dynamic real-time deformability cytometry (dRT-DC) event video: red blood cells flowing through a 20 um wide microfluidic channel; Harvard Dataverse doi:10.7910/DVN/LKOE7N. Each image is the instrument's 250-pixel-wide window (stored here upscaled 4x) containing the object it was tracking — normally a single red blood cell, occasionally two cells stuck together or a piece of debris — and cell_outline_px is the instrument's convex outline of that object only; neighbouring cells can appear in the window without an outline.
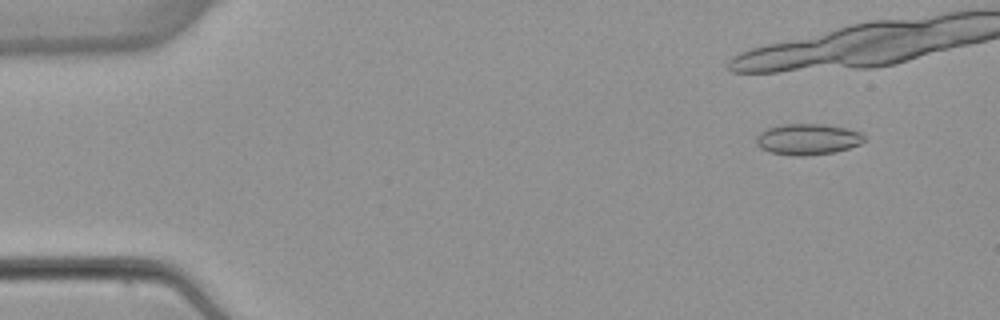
{"species": "common noctule bat (a hibernating species)", "species_latin": "Nyctalus noctula", "temperature_condition": "warm", "stored_images_in_passage": 42, "camera_frame_rate_fps": 3000, "um_per_image_px": 0.085, "animal": {"sex": "female", "body_mass_g": 22.7, "forearm_length_mm": 54.2}, "frame": {"image": 1, "passage_image": 5, "time_ms": 1.333, "image_size_px": [1000, 320], "cell_outline_px": [[864, 140], [860, 144], [836, 152], [804, 156], [796, 156], [772, 152], [760, 148], [756, 144], [756, 136], [760, 132], [768, 128], [784, 124], [824, 124], [844, 128], [860, 132], [864, 136]], "centroid_in_image_um": [68.64, 11.84], "position_along_channel_um": 16.4, "area_um2": 19.42}}
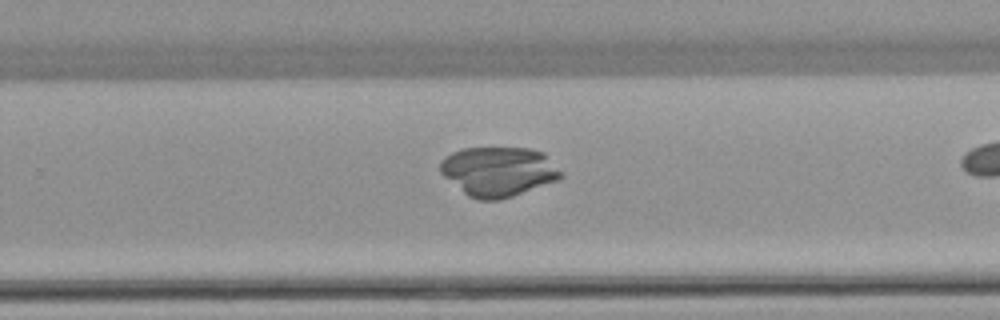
{"frame": {"image": 2, "passage_image": 34, "time_ms": 11.0, "image_size_px": [1000, 320], "cell_outline_px": [[564, 176], [556, 180], [512, 196], [500, 200], [476, 200], [468, 196], [444, 176], [440, 172], [440, 160], [444, 156], [460, 148], [528, 148], [544, 152]], "centroid_in_image_um": [42.32, 14.57], "position_along_channel_um": 287.5, "area_um2": 34.74}}
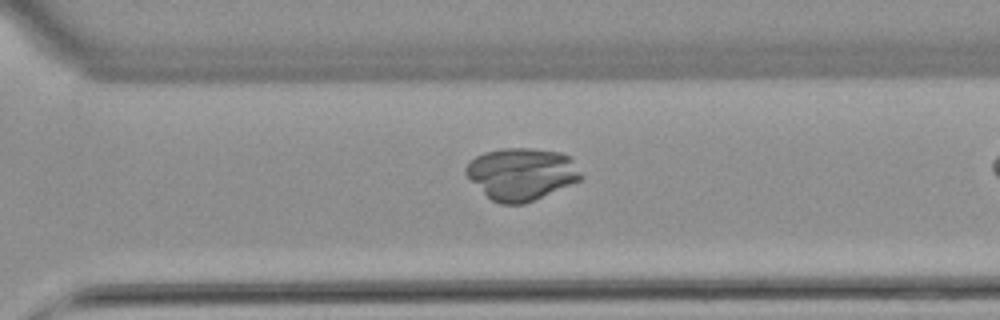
{"frame": {"image": 3, "passage_image": 37, "time_ms": 12.0, "image_size_px": [1000, 320], "cell_outline_px": [[584, 176], [580, 180], [524, 204], [500, 204], [492, 200], [464, 172], [464, 168], [476, 156], [484, 152], [500, 148], [532, 148], [560, 152], [572, 156]], "centroid_in_image_um": [44.37, 14.76], "position_along_channel_um": 326.2, "area_um2": 34.91}}